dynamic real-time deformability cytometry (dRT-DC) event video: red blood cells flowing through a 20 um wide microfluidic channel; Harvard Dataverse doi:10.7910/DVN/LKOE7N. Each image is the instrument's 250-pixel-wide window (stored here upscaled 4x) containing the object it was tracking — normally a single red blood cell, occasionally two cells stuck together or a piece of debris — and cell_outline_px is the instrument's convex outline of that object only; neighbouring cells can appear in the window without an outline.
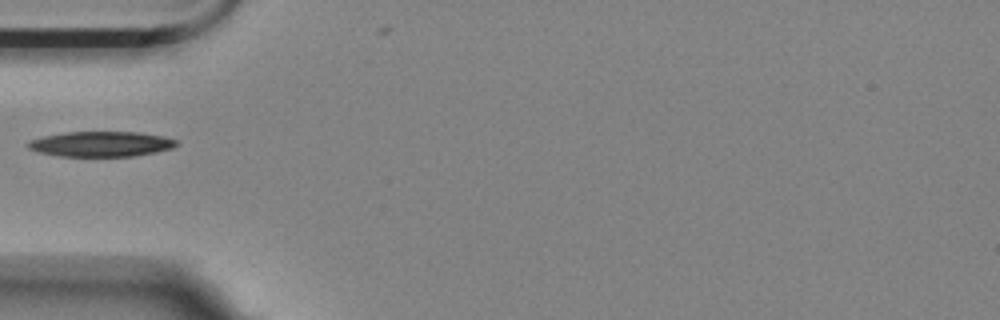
{"species": "Egyptian fruit bat (a non-hibernating species)", "species_latin": "Rousettus aegyptiacus", "temperature_condition": "room temperature", "stored_images_in_passage": 4, "camera_frame_rate_fps": 3000, "um_per_image_px": 0.085, "animal": {"sex": "female"}, "frame": {"image": 1, "passage_image": 3, "time_ms": 2.333, "image_size_px": [1000, 320], "cell_outline_px": [[180, 144], [172, 148], [156, 152], [132, 156], [60, 156], [40, 152], [28, 148], [28, 140], [44, 136], [64, 132], [140, 132], [164, 136], [176, 140]], "centroid_in_image_um": [8.62, 12.23], "position_along_channel_um": 76.4, "area_um2": 21.79}}
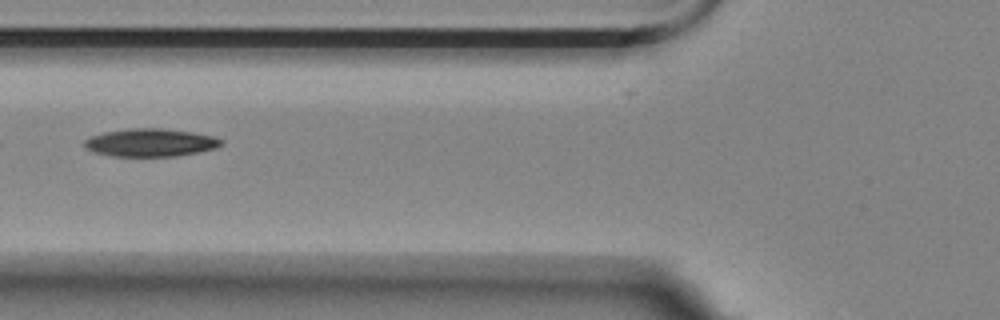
{"frame": {"image": 2, "passage_image": 4, "time_ms": 3.333, "image_size_px": [1000, 320], "cell_outline_px": [[224, 144], [216, 148], [176, 156], [112, 156], [92, 152], [84, 148], [84, 140], [92, 136], [104, 132], [128, 128], [160, 128], [192, 132], [212, 136], [224, 140]], "centroid_in_image_um": [12.77, 12.12], "position_along_channel_um": 113.0, "area_um2": 22.31}}